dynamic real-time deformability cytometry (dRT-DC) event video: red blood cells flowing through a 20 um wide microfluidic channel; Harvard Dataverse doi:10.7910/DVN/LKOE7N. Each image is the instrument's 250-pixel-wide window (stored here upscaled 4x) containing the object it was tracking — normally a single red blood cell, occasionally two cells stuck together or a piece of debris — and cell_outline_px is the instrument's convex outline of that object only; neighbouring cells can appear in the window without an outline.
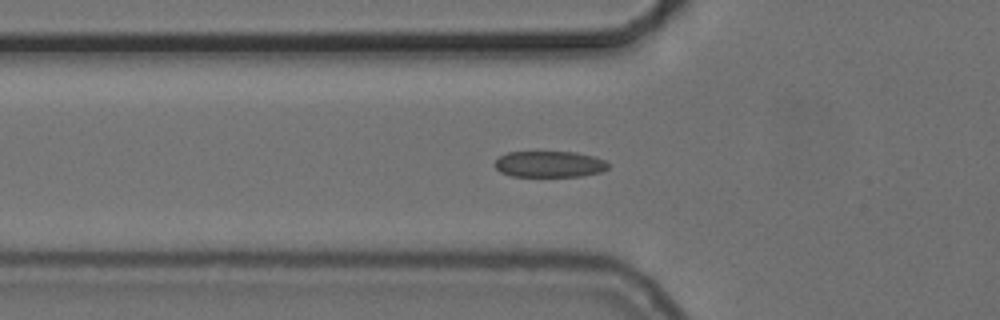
{"species": "common noctule bat (a hibernating species)", "species_latin": "Nyctalus noctula", "temperature_condition": "cold", "stored_images_in_passage": 38, "camera_frame_rate_fps": 3000, "um_per_image_px": 0.085, "animal": {"sex": "female", "body_mass_g": 24.6, "forearm_length_mm": 56.2}, "frame": {"image": 1, "passage_image": 2, "time_ms": 0.333, "image_size_px": [1000, 320], "cell_outline_px": [[608, 168], [600, 172], [580, 176], [512, 176], [500, 172], [492, 164], [500, 156], [508, 152], [576, 152], [592, 156], [604, 160], [608, 164]], "centroid_in_image_um": [46.66, 13.95], "position_along_channel_um": 79.1, "area_um2": 17.22}}
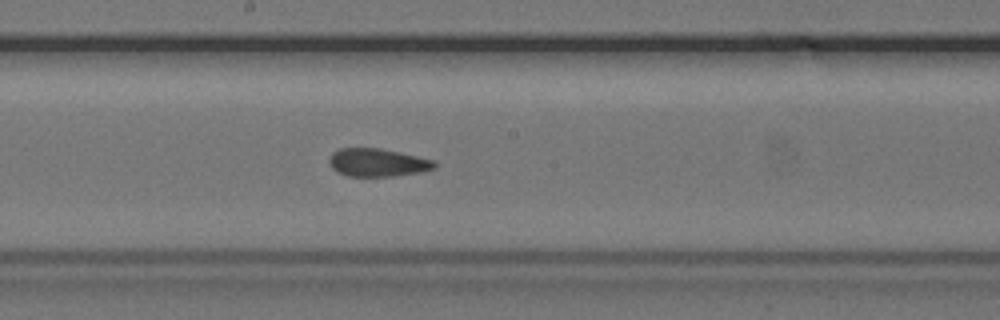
{"frame": {"image": 2, "passage_image": 13, "time_ms": 4.0, "image_size_px": [1000, 320], "cell_outline_px": [[436, 168], [424, 172], [392, 176], [348, 176], [336, 172], [332, 168], [328, 160], [332, 152], [340, 148], [380, 148], [400, 152], [436, 160]], "centroid_in_image_um": [32.11, 13.81], "position_along_channel_um": 216.1, "area_um2": 17.46}}
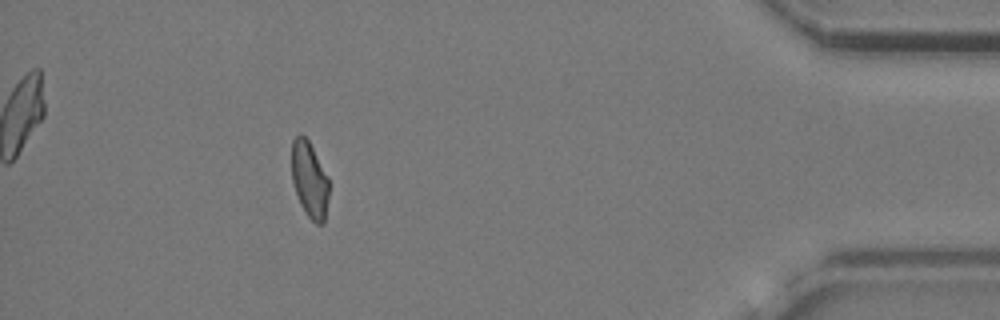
{"frame": {"image": 3, "passage_image": 33, "time_ms": 10.667, "image_size_px": [1000, 320], "cell_outline_px": [[328, 196], [324, 224], [316, 224], [308, 216], [300, 204], [292, 180], [292, 140], [300, 132], [308, 140], [328, 176]], "centroid_in_image_um": [26.3, 15.26], "position_along_channel_um": 408.9, "area_um2": 16.42}, "authors_computed_cell_mechanics": {"area_um2": 17.4845, "velocity_mm_per_s": 3.7078, "shape_relaxation_time_tau1_ms": null, "shape_relaxation_time_tau2_ms": 1.597, "deformation_change_tau1": null, "deformation_change_tau2": 0.0917}}